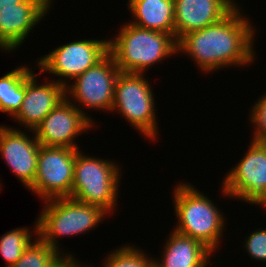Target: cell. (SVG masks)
<instances>
[{
  "mask_svg": "<svg viewBox=\"0 0 266 267\" xmlns=\"http://www.w3.org/2000/svg\"><path fill=\"white\" fill-rule=\"evenodd\" d=\"M240 7L238 4L219 22L182 36L177 41L178 54L187 55L208 75L229 67L249 68L256 57L257 29Z\"/></svg>",
  "mask_w": 266,
  "mask_h": 267,
  "instance_id": "obj_1",
  "label": "cell"
},
{
  "mask_svg": "<svg viewBox=\"0 0 266 267\" xmlns=\"http://www.w3.org/2000/svg\"><path fill=\"white\" fill-rule=\"evenodd\" d=\"M173 189V209L178 221L173 230L200 241L217 254L224 238V212L190 182H180Z\"/></svg>",
  "mask_w": 266,
  "mask_h": 267,
  "instance_id": "obj_2",
  "label": "cell"
},
{
  "mask_svg": "<svg viewBox=\"0 0 266 267\" xmlns=\"http://www.w3.org/2000/svg\"><path fill=\"white\" fill-rule=\"evenodd\" d=\"M108 39V52L120 72L144 73L157 63L178 54L174 35L136 27L128 22Z\"/></svg>",
  "mask_w": 266,
  "mask_h": 267,
  "instance_id": "obj_3",
  "label": "cell"
},
{
  "mask_svg": "<svg viewBox=\"0 0 266 267\" xmlns=\"http://www.w3.org/2000/svg\"><path fill=\"white\" fill-rule=\"evenodd\" d=\"M42 212L38 215L37 236L62 255L58 238L83 235L102 224L108 213L102 208L71 197L54 198L43 201ZM60 248V249H59Z\"/></svg>",
  "mask_w": 266,
  "mask_h": 267,
  "instance_id": "obj_4",
  "label": "cell"
},
{
  "mask_svg": "<svg viewBox=\"0 0 266 267\" xmlns=\"http://www.w3.org/2000/svg\"><path fill=\"white\" fill-rule=\"evenodd\" d=\"M78 150L74 161V180L71 198L98 206L113 214L118 205L121 167L109 159L85 155ZM84 153V154H83Z\"/></svg>",
  "mask_w": 266,
  "mask_h": 267,
  "instance_id": "obj_5",
  "label": "cell"
},
{
  "mask_svg": "<svg viewBox=\"0 0 266 267\" xmlns=\"http://www.w3.org/2000/svg\"><path fill=\"white\" fill-rule=\"evenodd\" d=\"M144 73L120 72L114 87L111 112L121 114L144 138H158L157 107L153 88ZM156 108V109H155Z\"/></svg>",
  "mask_w": 266,
  "mask_h": 267,
  "instance_id": "obj_6",
  "label": "cell"
},
{
  "mask_svg": "<svg viewBox=\"0 0 266 267\" xmlns=\"http://www.w3.org/2000/svg\"><path fill=\"white\" fill-rule=\"evenodd\" d=\"M244 157L223 178V198L266 208V142H249Z\"/></svg>",
  "mask_w": 266,
  "mask_h": 267,
  "instance_id": "obj_7",
  "label": "cell"
},
{
  "mask_svg": "<svg viewBox=\"0 0 266 267\" xmlns=\"http://www.w3.org/2000/svg\"><path fill=\"white\" fill-rule=\"evenodd\" d=\"M119 73L120 69L108 52L94 66L76 77L72 83H68L66 98L94 123L84 110L86 108L111 112L115 82ZM81 106H84V109Z\"/></svg>",
  "mask_w": 266,
  "mask_h": 267,
  "instance_id": "obj_8",
  "label": "cell"
},
{
  "mask_svg": "<svg viewBox=\"0 0 266 267\" xmlns=\"http://www.w3.org/2000/svg\"><path fill=\"white\" fill-rule=\"evenodd\" d=\"M108 53L107 39H81L58 46L48 54L37 58L40 74L48 72L57 83L67 86L80 74L94 66ZM68 80V81H67Z\"/></svg>",
  "mask_w": 266,
  "mask_h": 267,
  "instance_id": "obj_9",
  "label": "cell"
},
{
  "mask_svg": "<svg viewBox=\"0 0 266 267\" xmlns=\"http://www.w3.org/2000/svg\"><path fill=\"white\" fill-rule=\"evenodd\" d=\"M79 149L40 146L37 171L28 189L41 201L71 197L74 180V161Z\"/></svg>",
  "mask_w": 266,
  "mask_h": 267,
  "instance_id": "obj_10",
  "label": "cell"
},
{
  "mask_svg": "<svg viewBox=\"0 0 266 267\" xmlns=\"http://www.w3.org/2000/svg\"><path fill=\"white\" fill-rule=\"evenodd\" d=\"M94 126L95 123L66 98L41 121L34 133L42 146L79 149L75 139Z\"/></svg>",
  "mask_w": 266,
  "mask_h": 267,
  "instance_id": "obj_11",
  "label": "cell"
},
{
  "mask_svg": "<svg viewBox=\"0 0 266 267\" xmlns=\"http://www.w3.org/2000/svg\"><path fill=\"white\" fill-rule=\"evenodd\" d=\"M32 132V133H31ZM30 135L20 128L0 125V156L27 190L33 185L41 144L33 130Z\"/></svg>",
  "mask_w": 266,
  "mask_h": 267,
  "instance_id": "obj_12",
  "label": "cell"
},
{
  "mask_svg": "<svg viewBox=\"0 0 266 267\" xmlns=\"http://www.w3.org/2000/svg\"><path fill=\"white\" fill-rule=\"evenodd\" d=\"M52 1L25 0L19 8L0 10V50L10 54L19 49L33 28L49 15Z\"/></svg>",
  "mask_w": 266,
  "mask_h": 267,
  "instance_id": "obj_13",
  "label": "cell"
},
{
  "mask_svg": "<svg viewBox=\"0 0 266 267\" xmlns=\"http://www.w3.org/2000/svg\"><path fill=\"white\" fill-rule=\"evenodd\" d=\"M34 72L25 81V96L21 109L13 117L24 130H35L41 121L64 99L66 87L53 80L38 84V74ZM29 130V131H27Z\"/></svg>",
  "mask_w": 266,
  "mask_h": 267,
  "instance_id": "obj_14",
  "label": "cell"
},
{
  "mask_svg": "<svg viewBox=\"0 0 266 267\" xmlns=\"http://www.w3.org/2000/svg\"><path fill=\"white\" fill-rule=\"evenodd\" d=\"M237 4L235 0H174L176 40L191 31L219 22Z\"/></svg>",
  "mask_w": 266,
  "mask_h": 267,
  "instance_id": "obj_15",
  "label": "cell"
},
{
  "mask_svg": "<svg viewBox=\"0 0 266 267\" xmlns=\"http://www.w3.org/2000/svg\"><path fill=\"white\" fill-rule=\"evenodd\" d=\"M164 241L161 259L153 257L157 267H208L214 254L200 241L175 230H171Z\"/></svg>",
  "mask_w": 266,
  "mask_h": 267,
  "instance_id": "obj_16",
  "label": "cell"
},
{
  "mask_svg": "<svg viewBox=\"0 0 266 267\" xmlns=\"http://www.w3.org/2000/svg\"><path fill=\"white\" fill-rule=\"evenodd\" d=\"M127 4L133 17L130 24L175 36L174 0H128Z\"/></svg>",
  "mask_w": 266,
  "mask_h": 267,
  "instance_id": "obj_17",
  "label": "cell"
},
{
  "mask_svg": "<svg viewBox=\"0 0 266 267\" xmlns=\"http://www.w3.org/2000/svg\"><path fill=\"white\" fill-rule=\"evenodd\" d=\"M33 73L32 68L24 64L0 77V112L11 118L18 113L25 96V81Z\"/></svg>",
  "mask_w": 266,
  "mask_h": 267,
  "instance_id": "obj_18",
  "label": "cell"
},
{
  "mask_svg": "<svg viewBox=\"0 0 266 267\" xmlns=\"http://www.w3.org/2000/svg\"><path fill=\"white\" fill-rule=\"evenodd\" d=\"M33 231L29 227L11 229L0 237V256L5 261V267H11L22 256L25 249L37 236V221H34ZM30 229V230H29ZM33 232V233H32ZM34 235V236H33Z\"/></svg>",
  "mask_w": 266,
  "mask_h": 267,
  "instance_id": "obj_19",
  "label": "cell"
},
{
  "mask_svg": "<svg viewBox=\"0 0 266 267\" xmlns=\"http://www.w3.org/2000/svg\"><path fill=\"white\" fill-rule=\"evenodd\" d=\"M35 237L21 258L11 267H52L62 256L38 236Z\"/></svg>",
  "mask_w": 266,
  "mask_h": 267,
  "instance_id": "obj_20",
  "label": "cell"
},
{
  "mask_svg": "<svg viewBox=\"0 0 266 267\" xmlns=\"http://www.w3.org/2000/svg\"><path fill=\"white\" fill-rule=\"evenodd\" d=\"M140 247L133 244H123L118 249H113L105 256L102 267H150L153 257Z\"/></svg>",
  "mask_w": 266,
  "mask_h": 267,
  "instance_id": "obj_21",
  "label": "cell"
},
{
  "mask_svg": "<svg viewBox=\"0 0 266 267\" xmlns=\"http://www.w3.org/2000/svg\"><path fill=\"white\" fill-rule=\"evenodd\" d=\"M249 121L253 126L252 140L254 142H266V92L257 98V101L250 107Z\"/></svg>",
  "mask_w": 266,
  "mask_h": 267,
  "instance_id": "obj_22",
  "label": "cell"
},
{
  "mask_svg": "<svg viewBox=\"0 0 266 267\" xmlns=\"http://www.w3.org/2000/svg\"><path fill=\"white\" fill-rule=\"evenodd\" d=\"M248 237L244 239L242 246L251 259L266 262V229L259 228L253 230Z\"/></svg>",
  "mask_w": 266,
  "mask_h": 267,
  "instance_id": "obj_23",
  "label": "cell"
},
{
  "mask_svg": "<svg viewBox=\"0 0 266 267\" xmlns=\"http://www.w3.org/2000/svg\"><path fill=\"white\" fill-rule=\"evenodd\" d=\"M83 264L74 255H62L52 267H89Z\"/></svg>",
  "mask_w": 266,
  "mask_h": 267,
  "instance_id": "obj_24",
  "label": "cell"
},
{
  "mask_svg": "<svg viewBox=\"0 0 266 267\" xmlns=\"http://www.w3.org/2000/svg\"><path fill=\"white\" fill-rule=\"evenodd\" d=\"M25 0H0V10L8 8H19V4Z\"/></svg>",
  "mask_w": 266,
  "mask_h": 267,
  "instance_id": "obj_25",
  "label": "cell"
},
{
  "mask_svg": "<svg viewBox=\"0 0 266 267\" xmlns=\"http://www.w3.org/2000/svg\"><path fill=\"white\" fill-rule=\"evenodd\" d=\"M150 267H157L156 265H154V263H152L151 265H150Z\"/></svg>",
  "mask_w": 266,
  "mask_h": 267,
  "instance_id": "obj_26",
  "label": "cell"
}]
</instances>
